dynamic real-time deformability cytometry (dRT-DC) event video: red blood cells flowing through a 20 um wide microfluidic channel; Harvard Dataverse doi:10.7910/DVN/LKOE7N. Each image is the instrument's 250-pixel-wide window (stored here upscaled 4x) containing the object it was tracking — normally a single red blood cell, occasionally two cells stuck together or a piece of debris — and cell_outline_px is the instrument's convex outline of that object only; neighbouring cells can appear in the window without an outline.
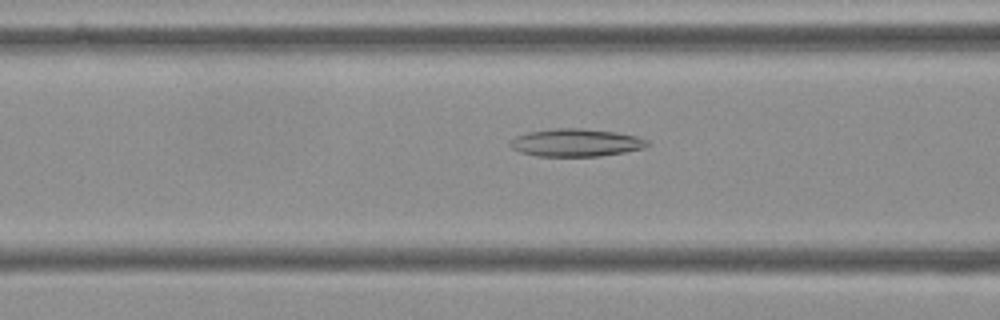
{"species": "Egyptian fruit bat (a non-hibernating species)", "species_latin": "Rousettus aegyptiacus", "temperature_condition": "cold", "stored_images_in_passage": 55, "camera_frame_rate_fps": 3000, "um_per_image_px": 0.085, "frame": {"image": 1, "passage_image": 21, "time_ms": 6.667, "image_size_px": [1000, 320], "cell_outline_px": [[652, 144], [644, 148], [624, 152], [600, 156], [536, 156], [520, 152], [512, 148], [508, 144], [508, 140], [516, 136], [528, 132], [556, 128], [584, 128], [616, 132], [636, 136], [648, 140]], "centroid_in_image_um": [48.95, 12.12], "position_along_channel_um": 117.7, "area_um2": 22.37}}
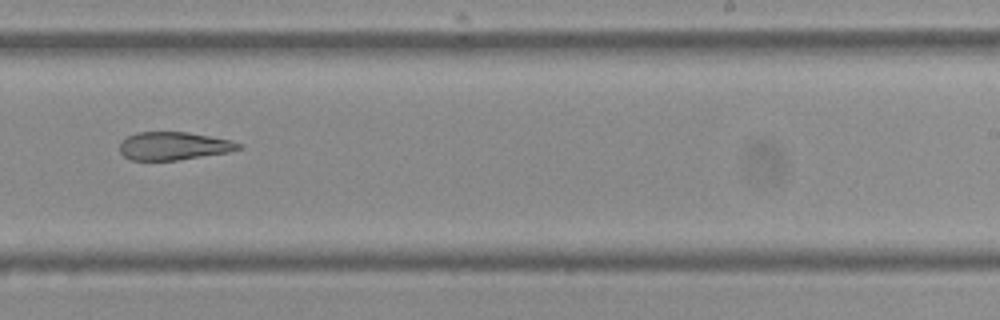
{"frame": {"image": 2, "passage_image": 34, "time_ms": 11.0, "image_size_px": [1000, 320], "cell_outline_px": [[240, 148], [228, 152], [176, 160], [132, 160], [124, 156], [120, 152], [120, 140], [136, 132], [188, 132], [232, 140], [240, 144]], "centroid_in_image_um": [14.72, 12.4], "position_along_channel_um": 274.3, "area_um2": 19.31}}
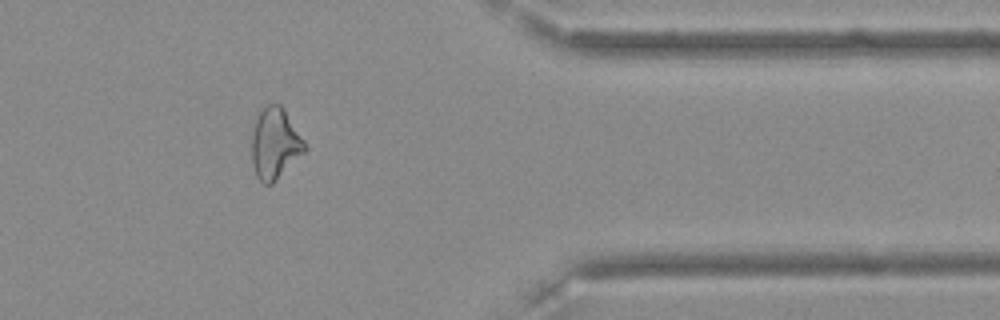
{"frame": {"image": 3, "passage_image": 45, "time_ms": 14.667, "image_size_px": [1000, 320], "cell_outline_px": [[308, 148], [272, 184], [264, 184], [256, 176], [252, 164], [252, 132], [260, 108], [268, 104], [280, 104], [284, 108], [304, 140]], "centroid_in_image_um": [23.36, 12.18], "position_along_channel_um": 388.0, "area_um2": 21.91}}